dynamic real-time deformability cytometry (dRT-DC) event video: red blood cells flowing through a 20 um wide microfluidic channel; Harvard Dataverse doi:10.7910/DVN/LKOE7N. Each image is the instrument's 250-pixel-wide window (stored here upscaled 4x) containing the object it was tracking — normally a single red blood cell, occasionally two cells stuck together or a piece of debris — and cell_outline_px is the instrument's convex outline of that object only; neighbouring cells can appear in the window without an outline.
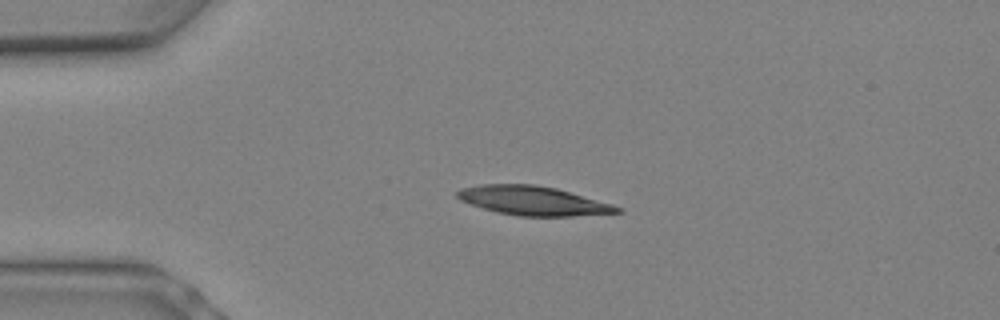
{"species": "Egyptian fruit bat (a non-hibernating species)", "species_latin": "Rousettus aegyptiacus", "temperature_condition": "warm", "stored_images_in_passage": 7, "camera_frame_rate_fps": 3000, "um_per_image_px": 0.085, "animal": {"sex": "female"}, "frame": {"image": 1, "passage_image": 4, "time_ms": 1.0, "image_size_px": [1000, 320], "cell_outline_px": [[624, 212], [572, 216], [520, 216], [496, 212], [460, 200], [456, 196], [456, 192], [460, 188], [480, 184], [536, 184], [556, 188], [612, 204], [624, 208]], "centroid_in_image_um": [45.32, 17.06], "position_along_channel_um": 39.7, "area_um2": 27.11}}